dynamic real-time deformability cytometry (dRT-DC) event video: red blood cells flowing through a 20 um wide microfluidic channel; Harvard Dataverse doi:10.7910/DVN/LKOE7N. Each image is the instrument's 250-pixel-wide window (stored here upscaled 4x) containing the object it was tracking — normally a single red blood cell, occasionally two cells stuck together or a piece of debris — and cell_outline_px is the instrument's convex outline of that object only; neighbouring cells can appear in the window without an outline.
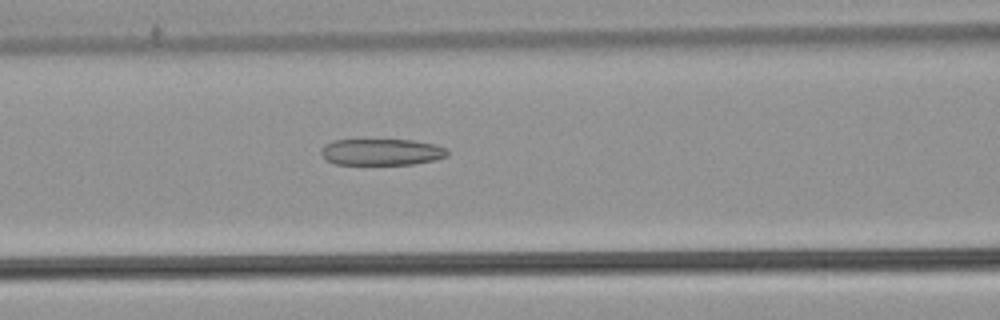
{"species": "common noctule bat (a hibernating species)", "species_latin": "Nyctalus noctula", "temperature_condition": "warm", "stored_images_in_passage": 40, "camera_frame_rate_fps": 3000, "um_per_image_px": 0.085, "animal": {"sex": "male", "body_mass_g": 21.5, "forearm_length_mm": 52.0}, "frame": {"image": 1, "passage_image": 11, "time_ms": 3.333, "image_size_px": [1000, 320], "cell_outline_px": [[448, 156], [432, 160], [412, 164], [336, 164], [328, 160], [320, 152], [324, 144], [332, 140], [412, 140], [432, 144], [444, 148], [448, 152]], "centroid_in_image_um": [32.4, 12.91], "position_along_channel_um": 134.2, "area_um2": 19.19}}
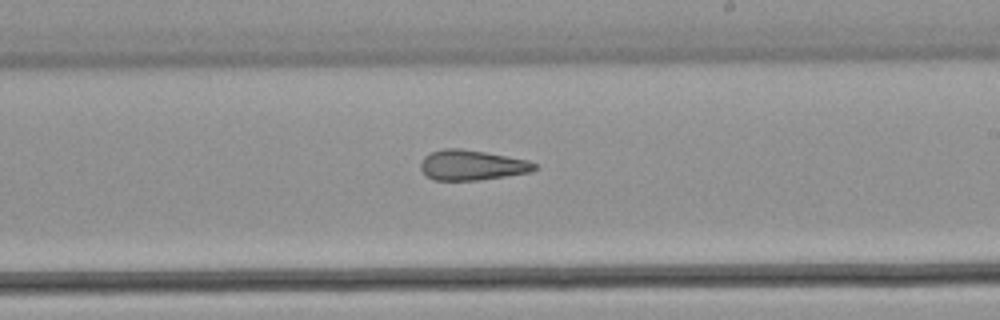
{"frame": {"image": 2, "passage_image": 20, "time_ms": 6.333, "image_size_px": [1000, 320], "cell_outline_px": [[536, 168], [532, 172], [480, 180], [432, 180], [420, 168], [420, 164], [424, 156], [432, 152], [444, 148], [460, 148], [484, 152], [528, 160], [536, 164]], "centroid_in_image_um": [40.11, 14.04], "position_along_channel_um": 248.9, "area_um2": 19.94}}
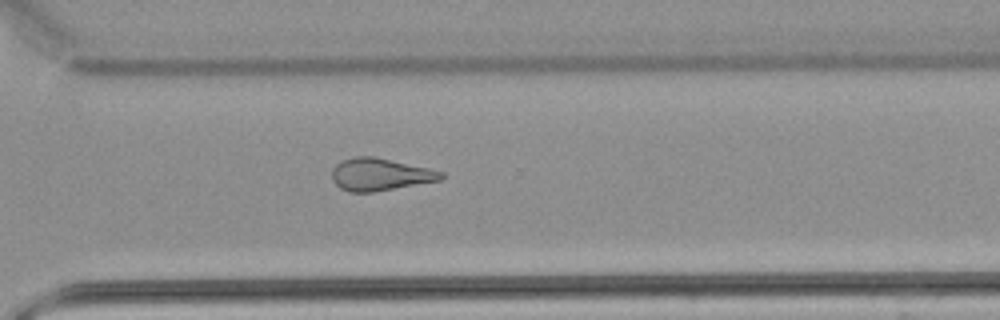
{"frame": {"image": 3, "passage_image": 27, "time_ms": 8.667, "image_size_px": [1000, 320], "cell_outline_px": [[444, 176], [440, 180], [372, 192], [348, 192], [340, 188], [332, 180], [332, 168], [336, 164], [344, 160], [356, 156], [376, 156], [428, 168], [444, 172]], "centroid_in_image_um": [32.28, 14.82], "position_along_channel_um": 338.3, "area_um2": 20.52}, "authors_computed_cell_mechanics": {"area_um2": 19.9699, "velocity_mm_per_s": 3.8334, "shape_relaxation_time_tau1_ms": null, "shape_relaxation_time_tau2_ms": 3.7737, "deformation_change_tau1": null, "deformation_change_tau2": 0.1521}}